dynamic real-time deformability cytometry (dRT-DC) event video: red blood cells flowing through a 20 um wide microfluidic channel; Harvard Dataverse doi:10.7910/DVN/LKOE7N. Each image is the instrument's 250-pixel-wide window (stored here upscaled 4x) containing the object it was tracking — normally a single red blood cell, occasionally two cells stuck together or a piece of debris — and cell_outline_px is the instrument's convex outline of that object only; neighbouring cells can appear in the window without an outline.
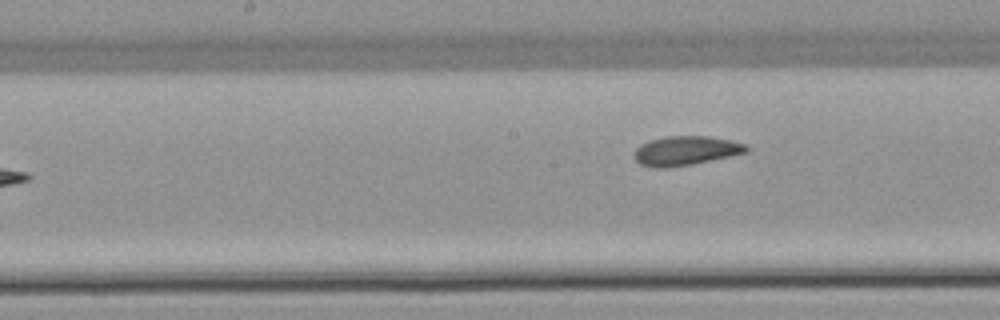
{"species": "common noctule bat (a hibernating species)", "species_latin": "Nyctalus noctula", "temperature_condition": "warm", "stored_images_in_passage": 6, "camera_frame_rate_fps": 3000, "um_per_image_px": 0.085, "animal": {"sex": "female", "body_mass_g": 22.7, "forearm_length_mm": 54.2}, "frame": {"image": 1, "passage_image": 6, "time_ms": 7.0, "image_size_px": [1000, 320], "cell_outline_px": [[748, 152], [692, 164], [664, 168], [656, 168], [640, 164], [632, 156], [636, 148], [640, 144], [648, 140], [664, 136], [708, 136], [728, 140], [744, 144], [748, 148]], "centroid_in_image_um": [58.21, 12.8], "position_along_channel_um": 190.0, "area_um2": 19.07}}